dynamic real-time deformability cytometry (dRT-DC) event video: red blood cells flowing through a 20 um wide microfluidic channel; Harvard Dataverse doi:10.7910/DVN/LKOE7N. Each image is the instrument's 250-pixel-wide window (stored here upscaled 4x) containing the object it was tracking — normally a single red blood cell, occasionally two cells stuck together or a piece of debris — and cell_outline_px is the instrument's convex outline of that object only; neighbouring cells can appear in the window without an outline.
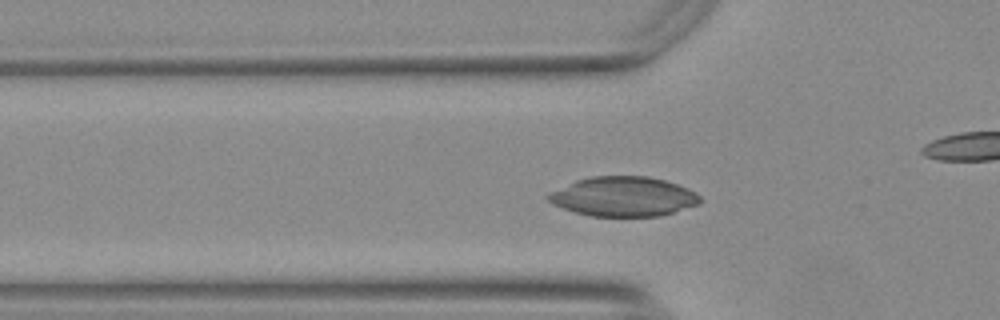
{"species": "Egyptian fruit bat (a non-hibernating species)", "species_latin": "Rousettus aegyptiacus", "temperature_condition": "warm", "stored_images_in_passage": 41, "camera_frame_rate_fps": 3000, "um_per_image_px": 0.085, "animal": {"sex": "female"}, "frame": {"image": 1, "passage_image": 15, "time_ms": 4.667, "image_size_px": [1000, 320], "cell_outline_px": [[700, 204], [660, 216], [592, 216], [576, 212], [552, 204], [544, 196], [576, 180], [592, 176], [648, 176], [664, 180], [688, 188], [696, 192], [700, 196]], "centroid_in_image_um": [53.01, 16.7], "position_along_channel_um": 72.8, "area_um2": 34.85}}
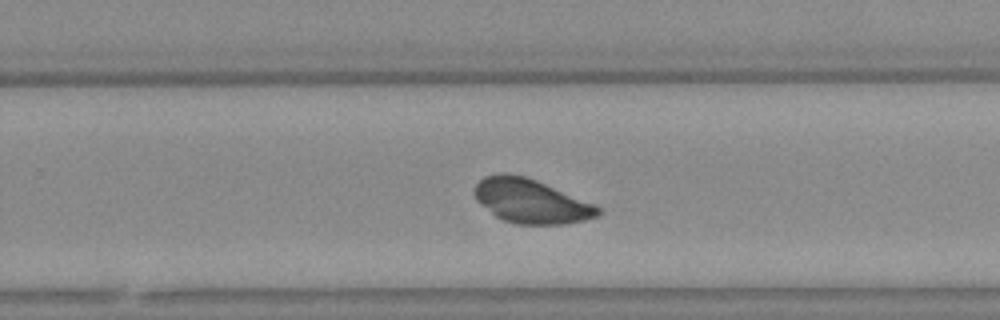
{"frame": {"image": 2, "passage_image": 32, "time_ms": 10.333, "image_size_px": [1000, 320], "cell_outline_px": [[600, 216], [584, 220], [564, 224], [516, 224], [504, 220], [496, 216], [480, 204], [476, 200], [472, 192], [472, 188], [484, 176], [500, 172], [508, 172], [524, 176], [536, 180], [596, 204], [600, 208]], "centroid_in_image_um": [45.11, 17.08], "position_along_channel_um": 284.7, "area_um2": 32.02}}
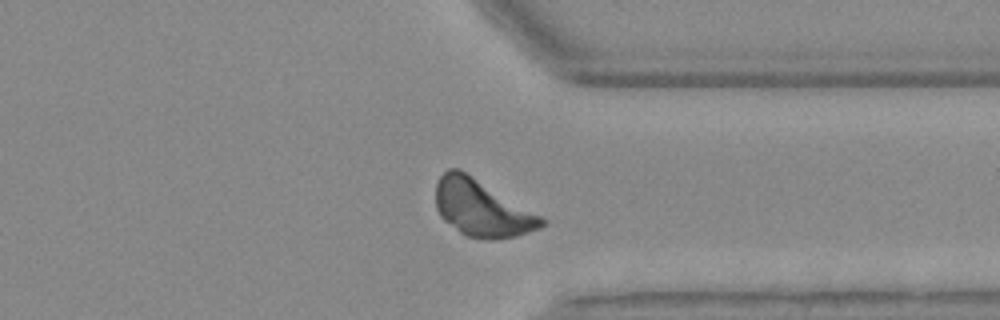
{"frame": {"image": 3, "passage_image": 39, "time_ms": 12.667, "image_size_px": [1000, 320], "cell_outline_px": [[544, 224], [540, 228], [516, 236], [492, 240], [484, 240], [468, 236], [460, 232], [444, 220], [440, 216], [436, 208], [436, 184], [440, 176], [448, 168], [460, 168], [540, 216], [544, 220]], "centroid_in_image_um": [40.9, 17.7], "position_along_channel_um": 370.5, "area_um2": 34.51}}